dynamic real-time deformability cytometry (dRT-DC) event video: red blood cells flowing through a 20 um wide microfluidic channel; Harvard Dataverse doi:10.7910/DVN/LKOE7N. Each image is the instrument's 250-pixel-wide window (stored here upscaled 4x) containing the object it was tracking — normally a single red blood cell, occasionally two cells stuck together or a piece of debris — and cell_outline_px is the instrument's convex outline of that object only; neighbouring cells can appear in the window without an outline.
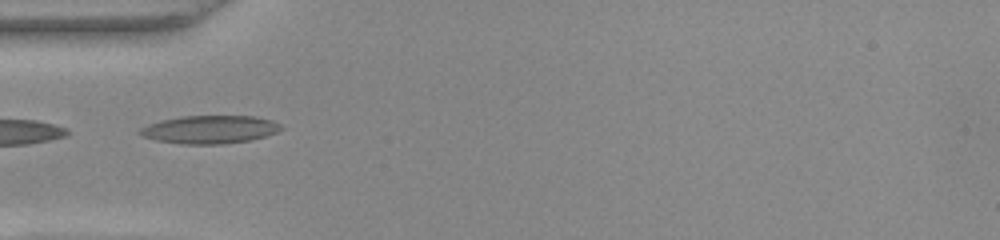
{"species": "common noctule bat (a hibernating species)", "species_latin": "Nyctalus noctula", "temperature_condition": "warm", "stored_images_in_passage": 3, "camera_frame_rate_fps": 3000, "um_per_image_px": 0.085, "animal": {"sex": "female", "body_mass_g": 22.0, "forearm_length_mm": 56.7}, "frame": {"image": 1, "passage_image": 1, "time_ms": 0.0, "image_size_px": [1000, 240], "cell_outline_px": [[284, 128], [276, 132], [264, 136], [248, 140], [224, 144], [180, 144], [156, 140], [144, 136], [136, 132], [140, 128], [148, 124], [160, 120], [180, 116], [256, 116], [272, 120], [280, 124]], "centroid_in_image_um": [17.81, 11.0], "position_along_channel_um": 67.2, "area_um2": 23.12}}